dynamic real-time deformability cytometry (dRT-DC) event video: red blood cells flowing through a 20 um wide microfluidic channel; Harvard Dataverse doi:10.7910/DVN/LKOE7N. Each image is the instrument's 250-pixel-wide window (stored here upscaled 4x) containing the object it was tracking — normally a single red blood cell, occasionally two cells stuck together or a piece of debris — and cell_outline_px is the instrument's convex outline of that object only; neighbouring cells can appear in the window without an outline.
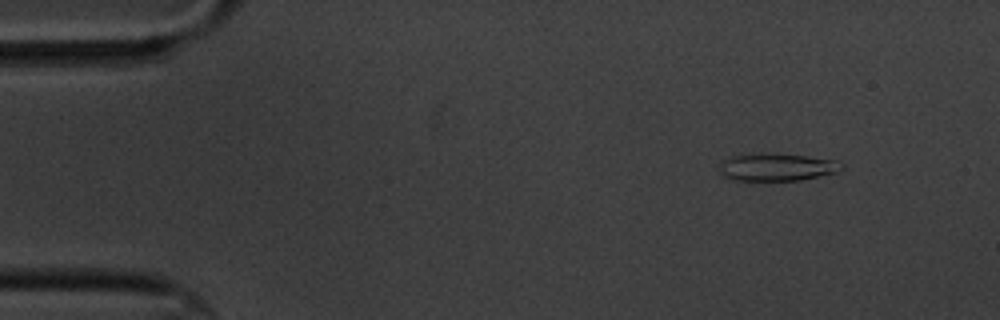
{"species": "common noctule bat (a hibernating species)", "species_latin": "Nyctalus noctula", "temperature_condition": "cold", "stored_images_in_passage": 3, "camera_frame_rate_fps": 3000, "um_per_image_px": 0.085, "animal": {"sex": "male", "body_mass_g": 20.1, "forearm_length_mm": 53.5}, "frame": {"image": 1, "passage_image": 1, "time_ms": 0.0, "image_size_px": [1000, 320], "cell_outline_px": [[844, 168], [840, 172], [800, 180], [728, 180], [720, 172], [720, 164], [724, 160], [732, 156], [808, 156], [836, 160], [844, 164]], "centroid_in_image_um": [66.12, 14.26], "position_along_channel_um": 18.9, "area_um2": 18.79}}